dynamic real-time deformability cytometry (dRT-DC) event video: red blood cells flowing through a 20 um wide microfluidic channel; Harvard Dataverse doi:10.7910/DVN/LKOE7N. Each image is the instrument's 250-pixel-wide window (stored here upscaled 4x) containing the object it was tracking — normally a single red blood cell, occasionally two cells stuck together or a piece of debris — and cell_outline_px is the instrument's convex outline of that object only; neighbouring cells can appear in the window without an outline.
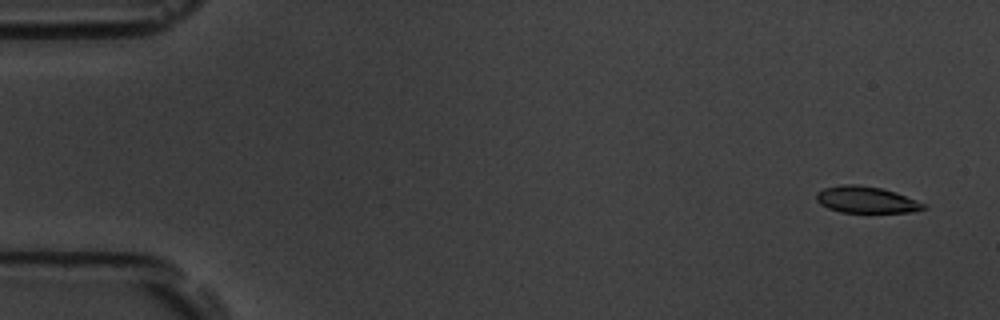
{"species": "common noctule bat (a hibernating species)", "species_latin": "Nyctalus noctula", "temperature_condition": "room temperature", "stored_images_in_passage": 5, "camera_frame_rate_fps": 3000, "um_per_image_px": 0.085, "animal": {"sex": "male", "body_mass_g": 19.5, "forearm_length_mm": 54.6}, "frame": {"image": 1, "passage_image": 1, "time_ms": 0.0, "image_size_px": [1000, 320], "cell_outline_px": [[928, 208], [912, 212], [840, 212], [828, 208], [820, 204], [816, 200], [816, 192], [824, 188], [840, 184], [856, 184], [880, 188], [896, 192], [928, 204]], "centroid_in_image_um": [73.65, 16.97], "position_along_channel_um": 11.4, "area_um2": 16.76}}
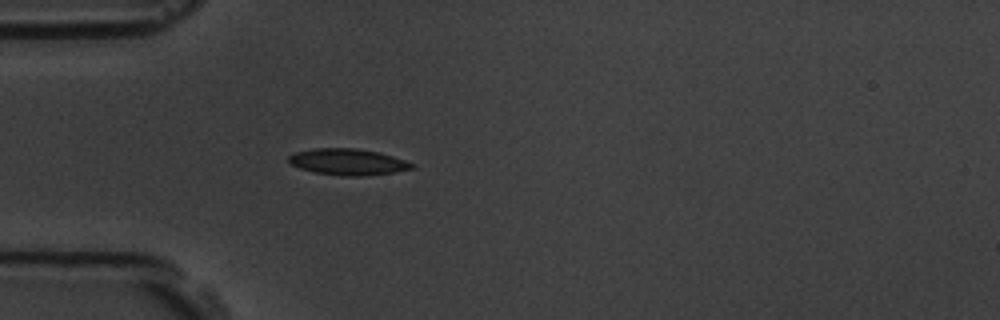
{"frame": {"image": 2, "passage_image": 5, "time_ms": 1.333, "image_size_px": [1000, 320], "cell_outline_px": [[416, 168], [396, 172], [364, 176], [344, 176], [316, 172], [300, 168], [288, 164], [288, 156], [296, 152], [312, 148], [356, 148], [380, 152], [416, 164]], "centroid_in_image_um": [29.59, 13.76], "position_along_channel_um": 55.4, "area_um2": 19.07}}